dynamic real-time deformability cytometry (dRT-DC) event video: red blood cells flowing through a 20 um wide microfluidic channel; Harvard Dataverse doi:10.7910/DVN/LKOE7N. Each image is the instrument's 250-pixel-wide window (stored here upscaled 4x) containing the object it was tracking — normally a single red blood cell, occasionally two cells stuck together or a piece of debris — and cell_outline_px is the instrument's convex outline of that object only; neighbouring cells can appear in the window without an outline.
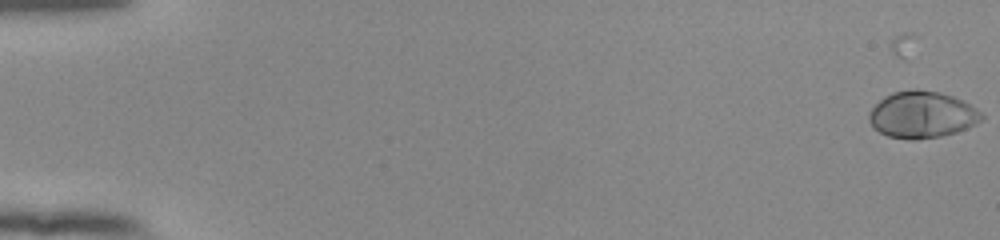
{"species": "human", "species_latin": "Homo sapiens", "temperature_condition": "room temperature", "stored_images_in_passage": 4, "camera_frame_rate_fps": 3000, "um_per_image_px": 0.085, "donor": {"sex": "female"}, "frame": {"image": 1, "passage_image": 4, "time_ms": 1.0, "image_size_px": [1000, 240], "cell_outline_px": [[984, 116], [980, 120], [956, 132], [940, 136], [916, 140], [908, 140], [888, 136], [880, 132], [868, 120], [868, 112], [884, 96], [892, 92], [912, 88], [916, 88], [940, 92], [952, 96], [976, 108]], "centroid_in_image_um": [78.32, 9.73], "position_along_channel_um": 6.7, "area_um2": 30.46}}